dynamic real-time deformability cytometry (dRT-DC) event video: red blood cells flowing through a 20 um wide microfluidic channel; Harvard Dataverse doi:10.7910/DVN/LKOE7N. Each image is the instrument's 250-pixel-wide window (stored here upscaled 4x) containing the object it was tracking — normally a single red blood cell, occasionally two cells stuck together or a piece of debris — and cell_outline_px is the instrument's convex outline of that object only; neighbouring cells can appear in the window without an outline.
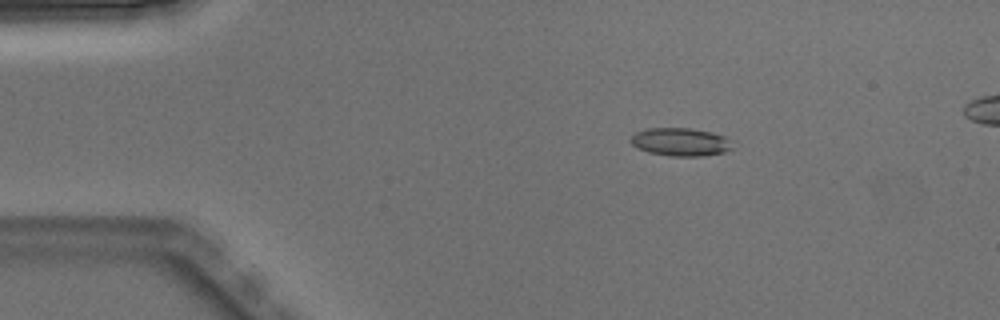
{"species": "Egyptian fruit bat (a non-hibernating species)", "species_latin": "Rousettus aegyptiacus", "temperature_condition": "warm", "stored_images_in_passage": 6, "camera_frame_rate_fps": 3000, "um_per_image_px": 0.085, "animal": {"sex": "male"}, "frame": {"image": 1, "passage_image": 1, "time_ms": 0.0, "image_size_px": [1000, 320], "cell_outline_px": [[732, 148], [724, 152], [704, 156], [668, 156], [648, 152], [636, 148], [632, 144], [632, 136], [636, 132], [648, 128], [692, 128], [712, 132], [724, 136], [732, 140]], "centroid_in_image_um": [57.87, 12.07], "position_along_channel_um": 27.1, "area_um2": 16.76}}
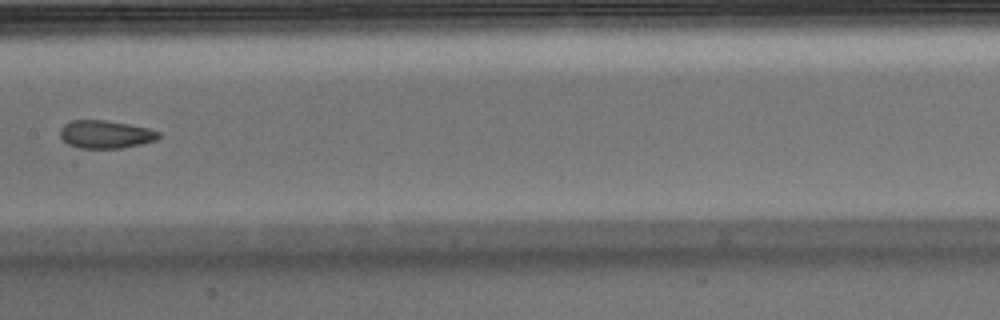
{"frame": {"image": 2, "passage_image": 6, "time_ms": 1.667, "image_size_px": [1000, 320], "cell_outline_px": [[160, 136], [156, 140], [140, 144], [120, 148], [80, 148], [68, 144], [60, 136], [60, 128], [64, 124], [72, 120], [104, 120], [128, 124], [148, 128], [160, 132]], "centroid_in_image_um": [8.96, 11.41], "position_along_channel_um": 198.4, "area_um2": 15.95}}